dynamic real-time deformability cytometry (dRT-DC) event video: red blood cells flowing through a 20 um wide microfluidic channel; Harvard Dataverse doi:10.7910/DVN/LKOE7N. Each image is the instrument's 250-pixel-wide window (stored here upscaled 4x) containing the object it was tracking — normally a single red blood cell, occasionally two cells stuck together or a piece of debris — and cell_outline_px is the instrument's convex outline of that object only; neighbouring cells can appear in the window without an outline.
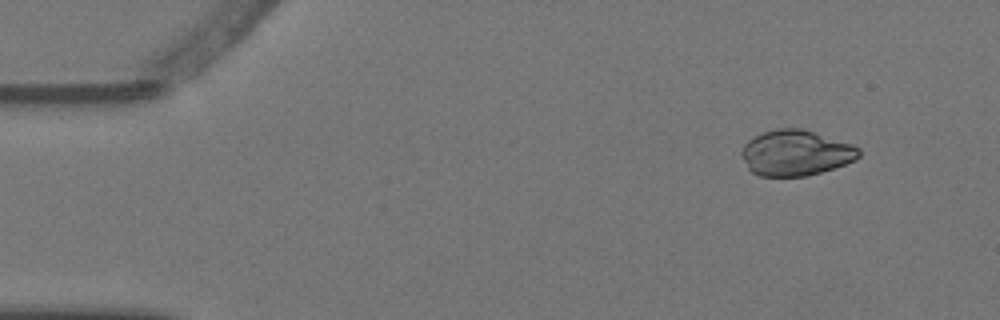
{"species": "Egyptian fruit bat (a non-hibernating species)", "species_latin": "Rousettus aegyptiacus", "temperature_condition": "warm", "stored_images_in_passage": 4, "camera_frame_rate_fps": 3000, "um_per_image_px": 0.085, "animal": {"sex": "female"}, "frame": {"image": 1, "passage_image": 1, "time_ms": 0.0, "image_size_px": [1000, 320], "cell_outline_px": [[860, 156], [856, 160], [820, 172], [804, 176], [760, 176], [752, 172], [748, 168], [740, 152], [744, 144], [748, 140], [764, 132], [776, 128], [800, 128], [852, 144], [860, 148]], "centroid_in_image_um": [67.63, 13.0], "position_along_channel_um": 17.4, "area_um2": 30.92}}
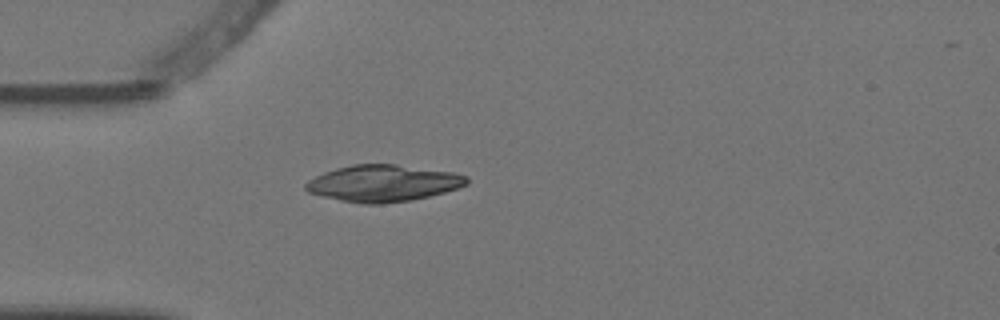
{"frame": {"image": 2, "passage_image": 4, "time_ms": 1.0, "image_size_px": [1000, 320], "cell_outline_px": [[468, 184], [444, 192], [412, 200], [384, 204], [364, 204], [340, 200], [308, 192], [304, 188], [304, 184], [308, 180], [324, 172], [336, 168], [352, 164], [396, 164], [452, 172], [468, 176]], "centroid_in_image_um": [32.55, 15.57], "position_along_channel_um": 52.4, "area_um2": 34.33}}